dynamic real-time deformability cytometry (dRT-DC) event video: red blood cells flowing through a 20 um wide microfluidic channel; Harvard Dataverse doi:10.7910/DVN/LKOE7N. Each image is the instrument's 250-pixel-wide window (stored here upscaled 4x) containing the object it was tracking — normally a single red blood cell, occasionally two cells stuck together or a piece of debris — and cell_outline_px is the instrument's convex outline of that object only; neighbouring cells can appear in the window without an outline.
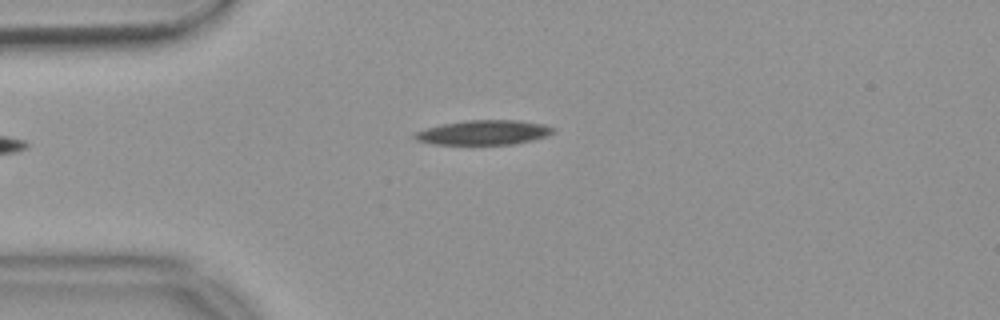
{"species": "common noctule bat (a hibernating species)", "species_latin": "Nyctalus noctula", "temperature_condition": "warm", "stored_images_in_passage": 37, "camera_frame_rate_fps": 3000, "um_per_image_px": 0.085, "animal": {"sex": "female", "body_mass_g": 18.4}, "frame": {"image": 1, "passage_image": 1, "time_ms": 0.0, "image_size_px": [1000, 320], "cell_outline_px": [[556, 128], [552, 132], [544, 136], [532, 140], [512, 144], [432, 144], [416, 140], [412, 136], [416, 132], [428, 128], [444, 124], [468, 120], [516, 120], [544, 124]], "centroid_in_image_um": [41.11, 11.26], "position_along_channel_um": 43.9, "area_um2": 19.54}}
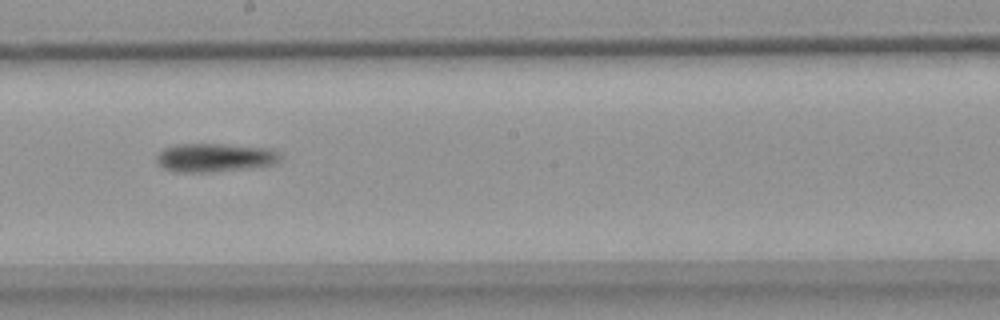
{"frame": {"image": 2, "passage_image": 18, "time_ms": 5.667, "image_size_px": [1000, 320], "cell_outline_px": [[280, 160], [272, 164], [244, 168], [204, 172], [176, 172], [164, 168], [156, 164], [156, 156], [164, 148], [176, 144], [224, 144], [272, 148], [280, 156]], "centroid_in_image_um": [18.2, 13.38], "position_along_channel_um": 230.0, "area_um2": 20.4}}
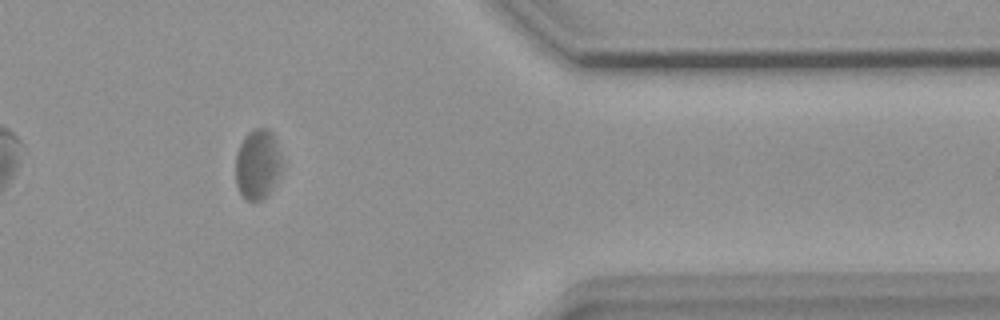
{"frame": {"image": 3, "passage_image": 33, "time_ms": 10.667, "image_size_px": [1000, 320], "cell_outline_px": [[280, 172], [268, 196], [264, 200], [248, 200], [240, 192], [236, 184], [236, 156], [240, 144], [244, 136], [252, 128], [268, 128], [276, 136], [280, 156]], "centroid_in_image_um": [21.9, 13.93], "position_along_channel_um": 389.5, "area_um2": 18.9}, "authors_computed_cell_mechanics": {"area_um2": 19.9988, "velocity_mm_per_s": 3.6202, "shape_relaxation_time_tau1_ms": null, "shape_relaxation_time_tau2_ms": 10.438, "deformation_change_tau1": null, "deformation_change_tau2": 0.1454}}